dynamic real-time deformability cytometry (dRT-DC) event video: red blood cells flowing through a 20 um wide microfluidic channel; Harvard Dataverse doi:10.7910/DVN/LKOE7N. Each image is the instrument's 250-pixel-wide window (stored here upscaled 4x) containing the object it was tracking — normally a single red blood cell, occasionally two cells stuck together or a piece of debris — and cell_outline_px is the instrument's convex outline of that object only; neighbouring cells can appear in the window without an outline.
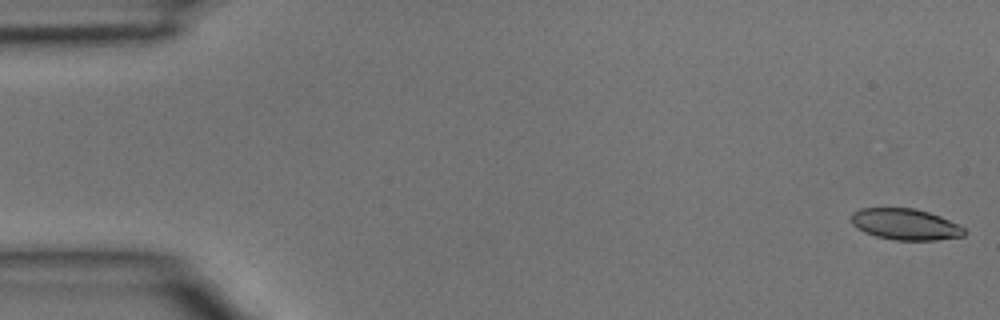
{"species": "common noctule bat (a hibernating species)", "species_latin": "Nyctalus noctula", "temperature_condition": "room temperature", "stored_images_in_passage": 46, "camera_frame_rate_fps": 3000, "um_per_image_px": 0.085, "animal": {"sex": "male", "body_mass_g": 15.6}, "frame": {"image": 1, "passage_image": 1, "time_ms": 0.0, "image_size_px": [1000, 320], "cell_outline_px": [[968, 232], [964, 236], [936, 240], [896, 240], [876, 236], [864, 232], [856, 228], [852, 224], [852, 212], [860, 208], [916, 208], [940, 216], [964, 228]], "centroid_in_image_um": [76.95, 19.06], "position_along_channel_um": 8.1, "area_um2": 20.58}}
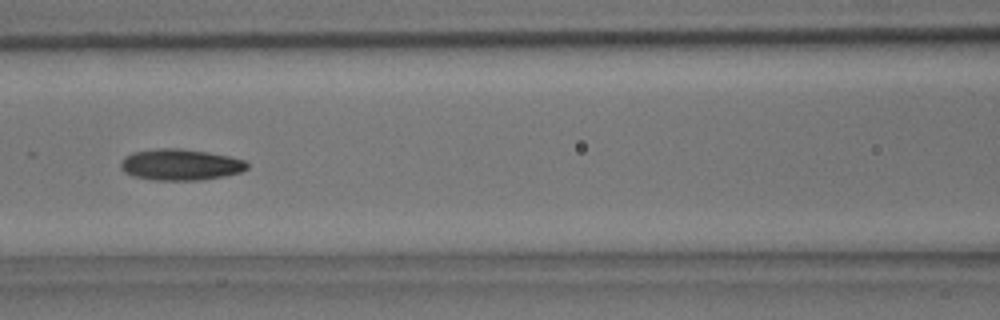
{"frame": {"image": 2, "passage_image": 20, "time_ms": 6.333, "image_size_px": [1000, 320], "cell_outline_px": [[248, 168], [240, 172], [224, 176], [200, 180], [152, 180], [132, 176], [124, 172], [120, 168], [120, 164], [124, 156], [132, 152], [156, 148], [180, 148], [208, 152], [228, 156], [244, 160], [248, 164]], "centroid_in_image_um": [15.29, 13.99], "position_along_channel_um": 151.3, "area_um2": 23.18}}
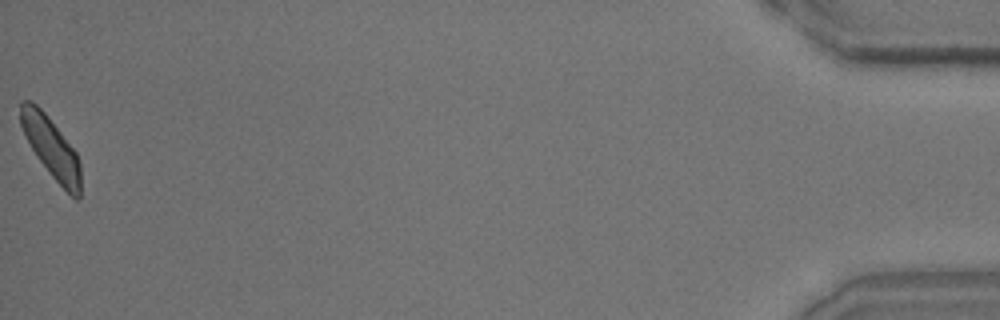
{"frame": {"image": 3, "passage_image": 46, "time_ms": 15.0, "image_size_px": [1000, 320], "cell_outline_px": [[80, 196], [76, 200], [52, 176], [36, 156], [20, 124], [20, 104], [24, 100], [28, 100], [36, 104], [44, 112], [76, 152], [80, 164]], "centroid_in_image_um": [4.35, 12.54], "position_along_channel_um": 430.9, "area_um2": 20.63}}